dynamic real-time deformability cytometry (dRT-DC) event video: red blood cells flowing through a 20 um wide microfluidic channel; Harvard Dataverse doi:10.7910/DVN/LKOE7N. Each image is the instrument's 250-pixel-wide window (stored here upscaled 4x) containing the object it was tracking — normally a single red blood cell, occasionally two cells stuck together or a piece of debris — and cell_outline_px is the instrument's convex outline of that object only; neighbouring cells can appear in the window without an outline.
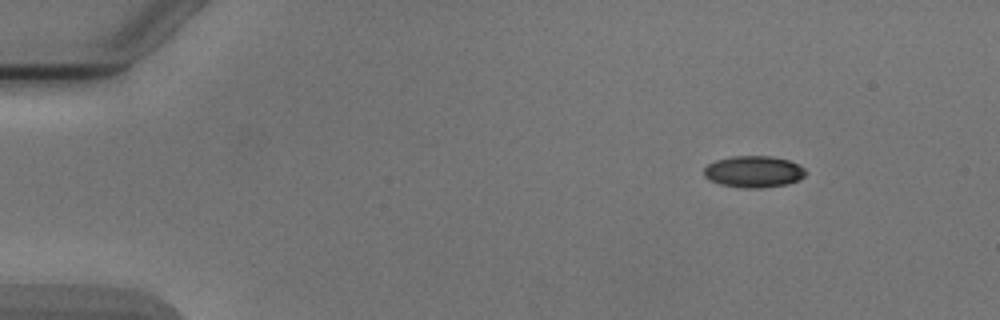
{"species": "Egyptian fruit bat (a non-hibernating species)", "species_latin": "Rousettus aegyptiacus", "temperature_condition": "cold", "stored_images_in_passage": 7, "camera_frame_rate_fps": 3000, "um_per_image_px": 0.085, "animal": {"sex": "male"}, "frame": {"image": 1, "passage_image": 1, "time_ms": 0.0, "image_size_px": [1000, 320], "cell_outline_px": [[808, 172], [800, 180], [788, 184], [760, 188], [744, 188], [720, 184], [708, 180], [704, 176], [704, 168], [708, 164], [716, 160], [732, 156], [772, 156], [788, 160], [804, 168]], "centroid_in_image_um": [64.06, 14.59], "position_along_channel_um": 20.9, "area_um2": 18.84}}
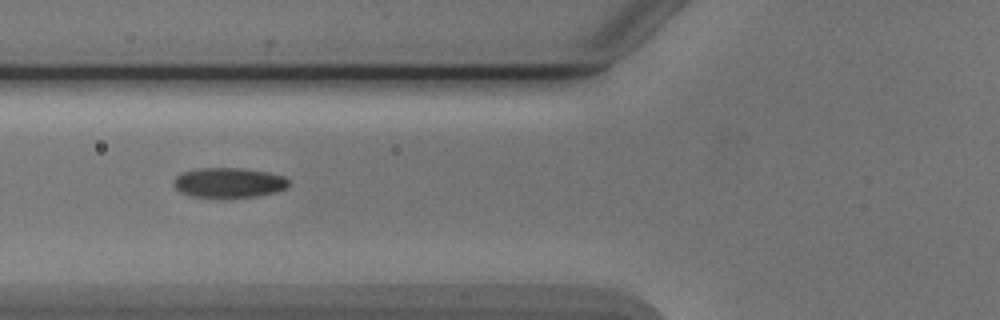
{"frame": {"image": 2, "passage_image": 5, "time_ms": 4.667, "image_size_px": [1000, 320], "cell_outline_px": [[288, 184], [284, 188], [272, 192], [256, 196], [192, 196], [180, 192], [172, 184], [172, 180], [180, 172], [196, 168], [244, 168], [268, 172], [284, 176], [288, 180]], "centroid_in_image_um": [19.38, 15.49], "position_along_channel_um": 106.4, "area_um2": 19.77}}
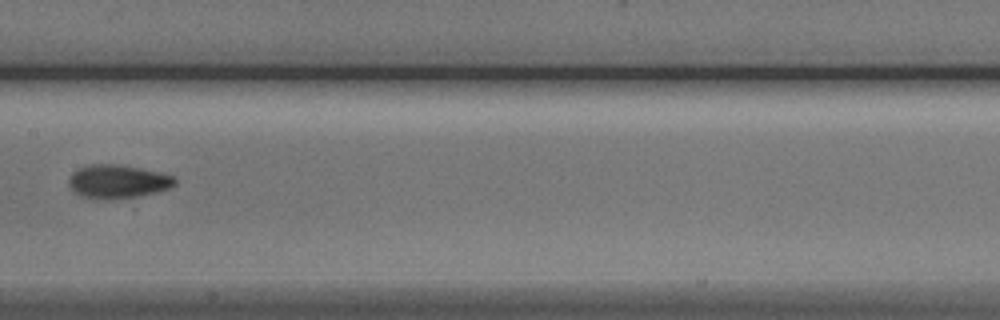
{"frame": {"image": 3, "passage_image": 7, "time_ms": 7.0, "image_size_px": [1000, 320], "cell_outline_px": [[176, 184], [168, 188], [156, 192], [136, 196], [112, 200], [96, 200], [80, 196], [72, 192], [68, 184], [68, 180], [72, 172], [80, 168], [92, 164], [112, 164], [140, 168], [160, 172], [176, 176]], "centroid_in_image_um": [9.97, 15.45], "position_along_channel_um": 197.4, "area_um2": 20.98}}